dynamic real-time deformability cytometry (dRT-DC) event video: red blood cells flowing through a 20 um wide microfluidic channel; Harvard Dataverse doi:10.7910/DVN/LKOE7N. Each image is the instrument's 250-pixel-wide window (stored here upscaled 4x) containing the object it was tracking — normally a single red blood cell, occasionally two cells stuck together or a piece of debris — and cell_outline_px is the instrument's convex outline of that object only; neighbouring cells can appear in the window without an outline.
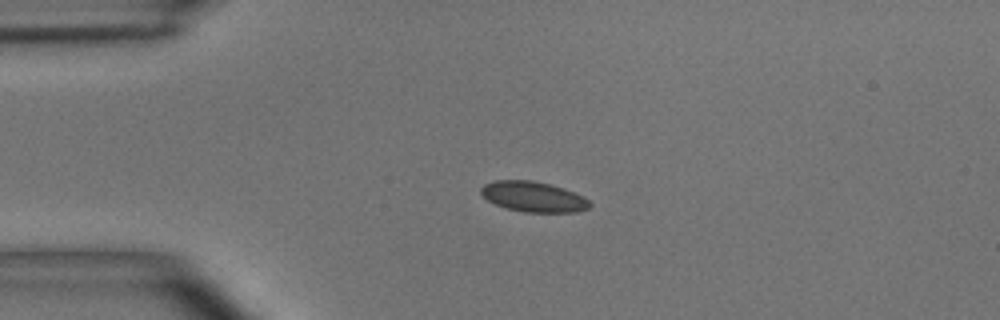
{"species": "common noctule bat (a hibernating species)", "species_latin": "Nyctalus noctula", "temperature_condition": "room temperature", "stored_images_in_passage": 3, "camera_frame_rate_fps": 3000, "um_per_image_px": 0.085, "animal": {"sex": "male", "body_mass_g": 15.6}, "frame": {"image": 1, "passage_image": 2, "time_ms": 2.0, "image_size_px": [1000, 320], "cell_outline_px": [[592, 204], [588, 208], [576, 212], [524, 212], [504, 208], [488, 200], [480, 192], [480, 188], [484, 184], [496, 180], [532, 180], [564, 188], [584, 196]], "centroid_in_image_um": [45.34, 16.72], "position_along_channel_um": 39.7, "area_um2": 19.25}}